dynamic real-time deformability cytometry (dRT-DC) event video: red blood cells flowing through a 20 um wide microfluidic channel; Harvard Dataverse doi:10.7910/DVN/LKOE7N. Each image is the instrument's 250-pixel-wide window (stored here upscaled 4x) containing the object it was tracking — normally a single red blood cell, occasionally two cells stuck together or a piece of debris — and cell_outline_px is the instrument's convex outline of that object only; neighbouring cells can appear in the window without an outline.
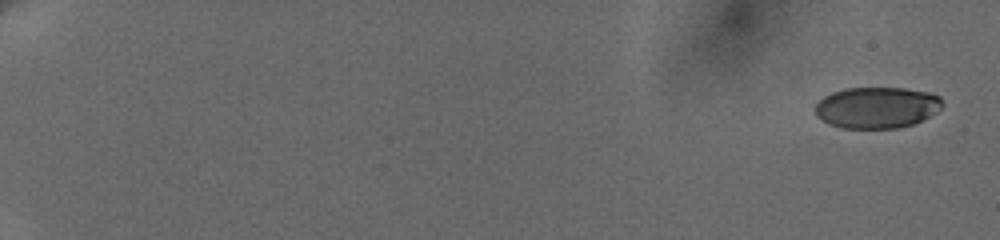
{"species": "human", "species_latin": "Homo sapiens", "temperature_condition": "cold", "stored_images_in_passage": 47, "camera_frame_rate_fps": 3000, "um_per_image_px": 0.085, "donor": {"sex": "female"}, "frame": {"image": 1, "passage_image": 1, "time_ms": 0.0, "image_size_px": [1000, 240], "cell_outline_px": [[944, 104], [936, 112], [912, 124], [896, 128], [844, 128], [828, 124], [816, 116], [816, 104], [824, 96], [832, 92], [844, 88], [904, 88], [928, 92], [940, 96]], "centroid_in_image_um": [74.52, 9.13], "position_along_channel_um": 10.5, "area_um2": 30.52}}
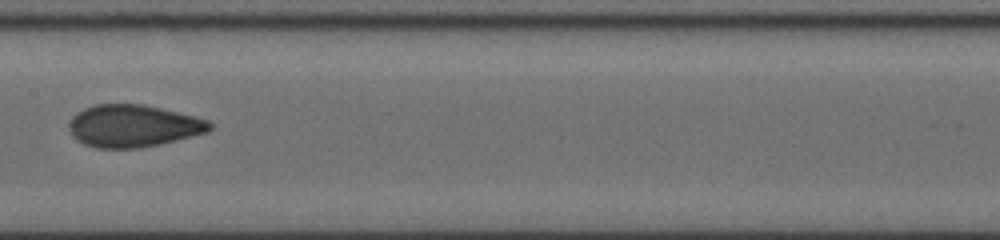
{"frame": {"image": 2, "passage_image": 26, "time_ms": 11.0, "image_size_px": [1000, 240], "cell_outline_px": [[212, 128], [208, 132], [160, 144], [140, 148], [96, 148], [84, 144], [76, 140], [72, 136], [68, 128], [68, 124], [72, 116], [76, 112], [84, 108], [96, 104], [144, 104], [180, 112], [196, 116], [208, 120], [212, 124]], "centroid_in_image_um": [11.31, 10.7], "position_along_channel_um": 196.1, "area_um2": 35.03}}
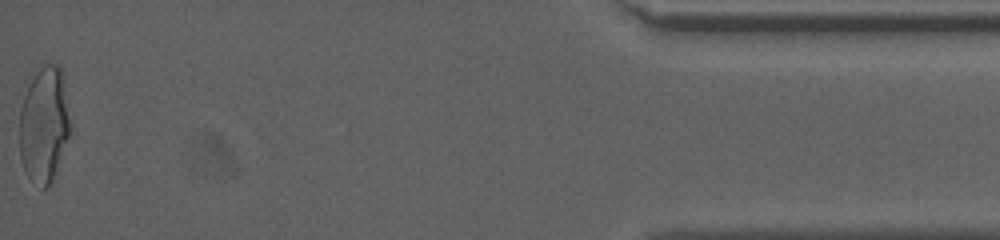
{"frame": {"image": 3, "passage_image": 47, "time_ms": 19.333, "image_size_px": [1000, 240], "cell_outline_px": [[72, 124], [68, 136], [52, 180], [48, 188], [44, 188], [28, 176], [24, 168], [20, 156], [20, 108], [24, 96], [36, 72], [44, 64], [56, 64], [60, 68], [64, 76]], "centroid_in_image_um": [3.77, 10.55], "position_along_channel_um": 431.4, "area_um2": 33.99}, "authors_computed_cell_mechanics": {"area_um2": 33.524, "velocity_mm_per_s": 3.6634, "shape_relaxation_time_tau1_ms": null, "shape_relaxation_time_tau2_ms": 1.0674, "deformation_change_tau1": null, "deformation_change_tau2": 0.0508}}